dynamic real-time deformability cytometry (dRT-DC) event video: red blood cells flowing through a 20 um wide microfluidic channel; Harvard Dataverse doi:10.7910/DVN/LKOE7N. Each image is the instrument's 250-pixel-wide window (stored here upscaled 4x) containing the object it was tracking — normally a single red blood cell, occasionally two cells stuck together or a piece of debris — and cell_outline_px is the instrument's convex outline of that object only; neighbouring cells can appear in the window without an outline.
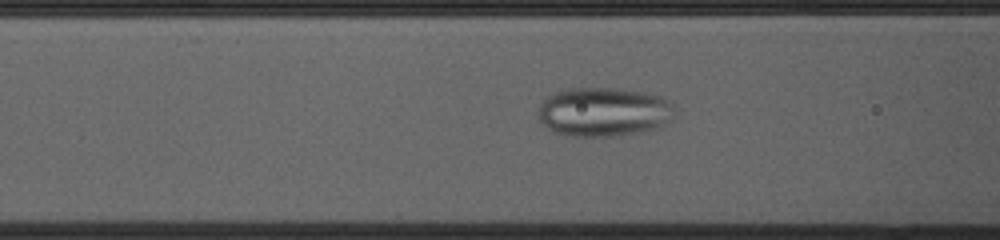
{"species": "common noctule bat (a hibernating species)", "species_latin": "Nyctalus noctula", "temperature_condition": "cold", "stored_images_in_passage": 45, "camera_frame_rate_fps": 3000, "um_per_image_px": 0.085, "animal": {"sex": "female", "body_mass_g": 23.0, "forearm_length_mm": 53.4}, "frame": {"image": 1, "passage_image": 12, "time_ms": 3.667, "image_size_px": [1000, 240], "cell_outline_px": [[672, 120], [660, 128], [636, 132], [608, 136], [576, 136], [552, 132], [540, 120], [540, 104], [548, 96], [556, 92], [572, 88], [612, 88], [644, 92], [660, 96], [672, 108]], "centroid_in_image_um": [51.3, 9.51], "position_along_channel_um": 115.3, "area_um2": 38.44}}
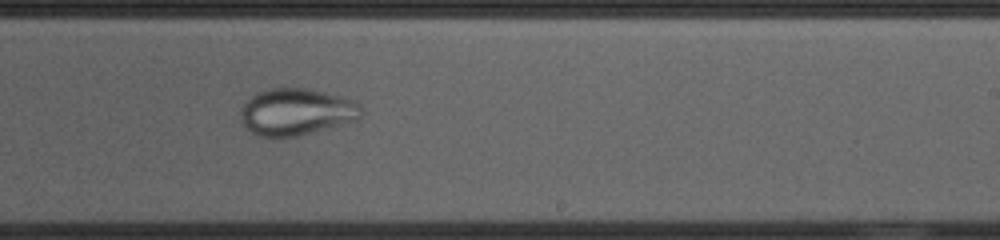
{"frame": {"image": 2, "passage_image": 24, "time_ms": 7.667, "image_size_px": [1000, 240], "cell_outline_px": [[360, 116], [356, 120], [296, 136], [260, 136], [252, 132], [244, 124], [240, 112], [244, 104], [256, 92], [268, 88], [308, 88], [356, 100], [360, 104]], "centroid_in_image_um": [25.19, 9.48], "position_along_channel_um": 263.8, "area_um2": 32.43}}
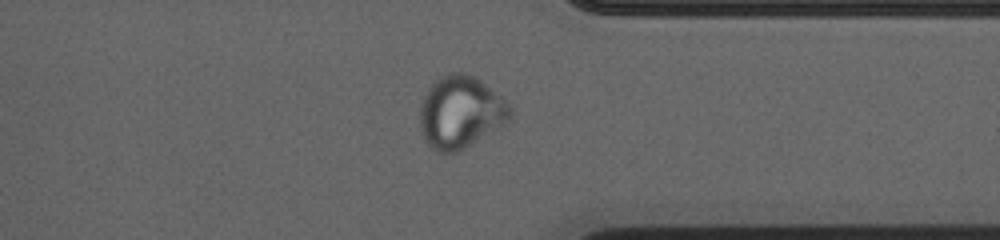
{"frame": {"image": 3, "passage_image": 33, "time_ms": 10.667, "image_size_px": [1000, 240], "cell_outline_px": [[512, 116], [500, 128], [456, 152], [436, 152], [424, 140], [420, 128], [420, 108], [424, 96], [428, 88], [440, 76], [448, 72], [464, 72], [480, 80], [500, 96], [512, 108]], "centroid_in_image_um": [39.14, 9.53], "position_along_channel_um": 372.3, "area_um2": 37.92}}